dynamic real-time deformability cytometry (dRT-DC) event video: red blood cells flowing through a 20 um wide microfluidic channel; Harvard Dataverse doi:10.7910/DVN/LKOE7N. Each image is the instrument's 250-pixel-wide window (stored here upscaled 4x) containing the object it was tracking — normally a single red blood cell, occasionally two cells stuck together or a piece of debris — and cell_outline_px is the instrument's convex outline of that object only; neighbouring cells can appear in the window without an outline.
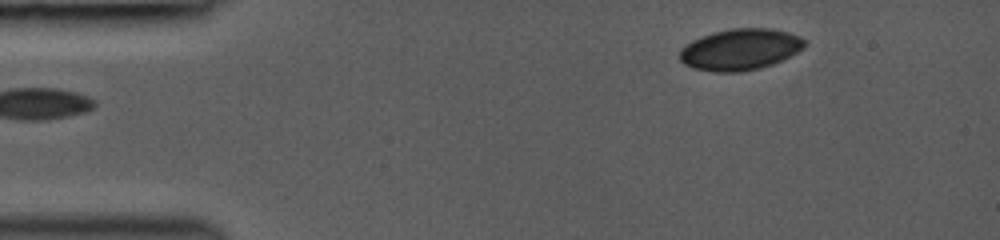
{"species": "common noctule bat (a hibernating species)", "species_latin": "Nyctalus noctula", "temperature_condition": "room temperature", "stored_images_in_passage": 2, "camera_frame_rate_fps": 3000, "um_per_image_px": 0.085, "animal": {"sex": "female", "body_mass_g": 19.0, "forearm_length_mm": 53.3}, "frame": {"image": 1, "passage_image": 2, "time_ms": 0.667, "image_size_px": [1000, 240], "cell_outline_px": [[808, 44], [804, 48], [772, 64], [760, 68], [740, 72], [716, 72], [692, 68], [684, 64], [680, 60], [680, 48], [692, 40], [716, 32], [732, 28], [772, 28], [788, 32], [800, 36], [808, 40]], "centroid_in_image_um": [62.94, 4.2], "position_along_channel_um": 22.1, "area_um2": 30.11}}